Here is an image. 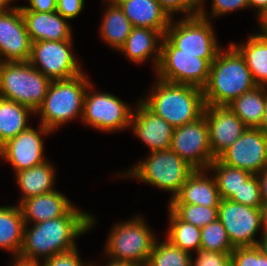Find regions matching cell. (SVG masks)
I'll use <instances>...</instances> for the list:
<instances>
[{
  "label": "cell",
  "mask_w": 267,
  "mask_h": 266,
  "mask_svg": "<svg viewBox=\"0 0 267 266\" xmlns=\"http://www.w3.org/2000/svg\"><path fill=\"white\" fill-rule=\"evenodd\" d=\"M94 218L74 206L66 215L38 222L31 229L25 225L19 257L39 261L40 256L45 261L56 254L77 248L76 237L94 226Z\"/></svg>",
  "instance_id": "1"
},
{
  "label": "cell",
  "mask_w": 267,
  "mask_h": 266,
  "mask_svg": "<svg viewBox=\"0 0 267 266\" xmlns=\"http://www.w3.org/2000/svg\"><path fill=\"white\" fill-rule=\"evenodd\" d=\"M256 86L245 59L230 43L227 51L221 49L210 65L203 88L205 105H228Z\"/></svg>",
  "instance_id": "2"
},
{
  "label": "cell",
  "mask_w": 267,
  "mask_h": 266,
  "mask_svg": "<svg viewBox=\"0 0 267 266\" xmlns=\"http://www.w3.org/2000/svg\"><path fill=\"white\" fill-rule=\"evenodd\" d=\"M152 93L140 101L172 127L178 128L200 118L205 109L203 89L157 78Z\"/></svg>",
  "instance_id": "3"
},
{
  "label": "cell",
  "mask_w": 267,
  "mask_h": 266,
  "mask_svg": "<svg viewBox=\"0 0 267 266\" xmlns=\"http://www.w3.org/2000/svg\"><path fill=\"white\" fill-rule=\"evenodd\" d=\"M88 79L81 73L69 79L52 80L42 105L35 112L41 115L40 124L53 132L78 116L82 119L85 93L91 84Z\"/></svg>",
  "instance_id": "4"
},
{
  "label": "cell",
  "mask_w": 267,
  "mask_h": 266,
  "mask_svg": "<svg viewBox=\"0 0 267 266\" xmlns=\"http://www.w3.org/2000/svg\"><path fill=\"white\" fill-rule=\"evenodd\" d=\"M51 82L29 62H4L0 66V97L34 112L42 105Z\"/></svg>",
  "instance_id": "5"
},
{
  "label": "cell",
  "mask_w": 267,
  "mask_h": 266,
  "mask_svg": "<svg viewBox=\"0 0 267 266\" xmlns=\"http://www.w3.org/2000/svg\"><path fill=\"white\" fill-rule=\"evenodd\" d=\"M194 171L192 166L168 149L150 152L147 159L131 167L125 175L171 192V201L179 194L182 185Z\"/></svg>",
  "instance_id": "6"
},
{
  "label": "cell",
  "mask_w": 267,
  "mask_h": 266,
  "mask_svg": "<svg viewBox=\"0 0 267 266\" xmlns=\"http://www.w3.org/2000/svg\"><path fill=\"white\" fill-rule=\"evenodd\" d=\"M144 219L136 216L115 224L109 233L105 251L109 258L145 266L156 241Z\"/></svg>",
  "instance_id": "7"
},
{
  "label": "cell",
  "mask_w": 267,
  "mask_h": 266,
  "mask_svg": "<svg viewBox=\"0 0 267 266\" xmlns=\"http://www.w3.org/2000/svg\"><path fill=\"white\" fill-rule=\"evenodd\" d=\"M202 7L200 16L171 20L165 37L178 49V53L193 54L203 59H216L221 47Z\"/></svg>",
  "instance_id": "8"
},
{
  "label": "cell",
  "mask_w": 267,
  "mask_h": 266,
  "mask_svg": "<svg viewBox=\"0 0 267 266\" xmlns=\"http://www.w3.org/2000/svg\"><path fill=\"white\" fill-rule=\"evenodd\" d=\"M215 59H203L178 49L163 36L160 61L156 69L159 79L203 89L208 82L210 65Z\"/></svg>",
  "instance_id": "9"
},
{
  "label": "cell",
  "mask_w": 267,
  "mask_h": 266,
  "mask_svg": "<svg viewBox=\"0 0 267 266\" xmlns=\"http://www.w3.org/2000/svg\"><path fill=\"white\" fill-rule=\"evenodd\" d=\"M92 87L91 83L85 93L81 119L83 123L110 133L129 128L133 112L131 108L115 95L91 92Z\"/></svg>",
  "instance_id": "10"
},
{
  "label": "cell",
  "mask_w": 267,
  "mask_h": 266,
  "mask_svg": "<svg viewBox=\"0 0 267 266\" xmlns=\"http://www.w3.org/2000/svg\"><path fill=\"white\" fill-rule=\"evenodd\" d=\"M170 149L186 161L195 170L208 171L209 165L216 159L209 143V130L205 115L197 120L175 128Z\"/></svg>",
  "instance_id": "11"
},
{
  "label": "cell",
  "mask_w": 267,
  "mask_h": 266,
  "mask_svg": "<svg viewBox=\"0 0 267 266\" xmlns=\"http://www.w3.org/2000/svg\"><path fill=\"white\" fill-rule=\"evenodd\" d=\"M71 45L72 40L33 42L29 63L51 80L75 77L83 71Z\"/></svg>",
  "instance_id": "12"
},
{
  "label": "cell",
  "mask_w": 267,
  "mask_h": 266,
  "mask_svg": "<svg viewBox=\"0 0 267 266\" xmlns=\"http://www.w3.org/2000/svg\"><path fill=\"white\" fill-rule=\"evenodd\" d=\"M217 159L227 166L257 175L267 168V134L261 129L247 128Z\"/></svg>",
  "instance_id": "13"
},
{
  "label": "cell",
  "mask_w": 267,
  "mask_h": 266,
  "mask_svg": "<svg viewBox=\"0 0 267 266\" xmlns=\"http://www.w3.org/2000/svg\"><path fill=\"white\" fill-rule=\"evenodd\" d=\"M218 219L234 247L257 246L258 240L254 236L262 228L260 208L222 199L218 207Z\"/></svg>",
  "instance_id": "14"
},
{
  "label": "cell",
  "mask_w": 267,
  "mask_h": 266,
  "mask_svg": "<svg viewBox=\"0 0 267 266\" xmlns=\"http://www.w3.org/2000/svg\"><path fill=\"white\" fill-rule=\"evenodd\" d=\"M32 41L18 6L0 13V53L5 62H29Z\"/></svg>",
  "instance_id": "15"
},
{
  "label": "cell",
  "mask_w": 267,
  "mask_h": 266,
  "mask_svg": "<svg viewBox=\"0 0 267 266\" xmlns=\"http://www.w3.org/2000/svg\"><path fill=\"white\" fill-rule=\"evenodd\" d=\"M38 128L35 130L29 127L0 147V157L12 164L15 173L47 161L43 156L44 143L41 136L52 131L41 124Z\"/></svg>",
  "instance_id": "16"
},
{
  "label": "cell",
  "mask_w": 267,
  "mask_h": 266,
  "mask_svg": "<svg viewBox=\"0 0 267 266\" xmlns=\"http://www.w3.org/2000/svg\"><path fill=\"white\" fill-rule=\"evenodd\" d=\"M209 130V143L217 158L247 129L227 105H205L204 113Z\"/></svg>",
  "instance_id": "17"
},
{
  "label": "cell",
  "mask_w": 267,
  "mask_h": 266,
  "mask_svg": "<svg viewBox=\"0 0 267 266\" xmlns=\"http://www.w3.org/2000/svg\"><path fill=\"white\" fill-rule=\"evenodd\" d=\"M135 110L132 112L130 127L136 137L149 147L150 152L170 149L174 130L172 125L154 114L141 101H138Z\"/></svg>",
  "instance_id": "18"
},
{
  "label": "cell",
  "mask_w": 267,
  "mask_h": 266,
  "mask_svg": "<svg viewBox=\"0 0 267 266\" xmlns=\"http://www.w3.org/2000/svg\"><path fill=\"white\" fill-rule=\"evenodd\" d=\"M21 13L32 43L72 40L70 24L57 11H21Z\"/></svg>",
  "instance_id": "19"
},
{
  "label": "cell",
  "mask_w": 267,
  "mask_h": 266,
  "mask_svg": "<svg viewBox=\"0 0 267 266\" xmlns=\"http://www.w3.org/2000/svg\"><path fill=\"white\" fill-rule=\"evenodd\" d=\"M25 225H29L31 221L36 224L46 220L56 219L66 215L73 207L70 202L59 191L30 197L18 204Z\"/></svg>",
  "instance_id": "20"
},
{
  "label": "cell",
  "mask_w": 267,
  "mask_h": 266,
  "mask_svg": "<svg viewBox=\"0 0 267 266\" xmlns=\"http://www.w3.org/2000/svg\"><path fill=\"white\" fill-rule=\"evenodd\" d=\"M205 170H195L182 185L179 194L169 204H192L219 207L222 200L214 176Z\"/></svg>",
  "instance_id": "21"
},
{
  "label": "cell",
  "mask_w": 267,
  "mask_h": 266,
  "mask_svg": "<svg viewBox=\"0 0 267 266\" xmlns=\"http://www.w3.org/2000/svg\"><path fill=\"white\" fill-rule=\"evenodd\" d=\"M118 5L133 27L158 30L163 36L172 20L157 0H122Z\"/></svg>",
  "instance_id": "22"
},
{
  "label": "cell",
  "mask_w": 267,
  "mask_h": 266,
  "mask_svg": "<svg viewBox=\"0 0 267 266\" xmlns=\"http://www.w3.org/2000/svg\"><path fill=\"white\" fill-rule=\"evenodd\" d=\"M162 39L163 35L158 30L133 27L124 46L119 51L125 53L128 60L137 64L150 59L149 57L153 54L154 69H157Z\"/></svg>",
  "instance_id": "23"
},
{
  "label": "cell",
  "mask_w": 267,
  "mask_h": 266,
  "mask_svg": "<svg viewBox=\"0 0 267 266\" xmlns=\"http://www.w3.org/2000/svg\"><path fill=\"white\" fill-rule=\"evenodd\" d=\"M18 187L22 192L20 203L30 197L55 191V169L46 162L15 173Z\"/></svg>",
  "instance_id": "24"
},
{
  "label": "cell",
  "mask_w": 267,
  "mask_h": 266,
  "mask_svg": "<svg viewBox=\"0 0 267 266\" xmlns=\"http://www.w3.org/2000/svg\"><path fill=\"white\" fill-rule=\"evenodd\" d=\"M243 56L257 86L267 87V35L253 34L246 43H231Z\"/></svg>",
  "instance_id": "25"
},
{
  "label": "cell",
  "mask_w": 267,
  "mask_h": 266,
  "mask_svg": "<svg viewBox=\"0 0 267 266\" xmlns=\"http://www.w3.org/2000/svg\"><path fill=\"white\" fill-rule=\"evenodd\" d=\"M267 87L256 86L235 98L227 106L247 128L259 129L262 124Z\"/></svg>",
  "instance_id": "26"
},
{
  "label": "cell",
  "mask_w": 267,
  "mask_h": 266,
  "mask_svg": "<svg viewBox=\"0 0 267 266\" xmlns=\"http://www.w3.org/2000/svg\"><path fill=\"white\" fill-rule=\"evenodd\" d=\"M25 222L19 205L0 207V248L20 254Z\"/></svg>",
  "instance_id": "27"
},
{
  "label": "cell",
  "mask_w": 267,
  "mask_h": 266,
  "mask_svg": "<svg viewBox=\"0 0 267 266\" xmlns=\"http://www.w3.org/2000/svg\"><path fill=\"white\" fill-rule=\"evenodd\" d=\"M31 108L0 97V147L8 140L28 129Z\"/></svg>",
  "instance_id": "28"
},
{
  "label": "cell",
  "mask_w": 267,
  "mask_h": 266,
  "mask_svg": "<svg viewBox=\"0 0 267 266\" xmlns=\"http://www.w3.org/2000/svg\"><path fill=\"white\" fill-rule=\"evenodd\" d=\"M100 36L118 51L124 46L133 28L118 4H109L100 26Z\"/></svg>",
  "instance_id": "29"
},
{
  "label": "cell",
  "mask_w": 267,
  "mask_h": 266,
  "mask_svg": "<svg viewBox=\"0 0 267 266\" xmlns=\"http://www.w3.org/2000/svg\"><path fill=\"white\" fill-rule=\"evenodd\" d=\"M170 228L167 231V240L174 246L191 253L201 247V228L181 220L170 208Z\"/></svg>",
  "instance_id": "30"
},
{
  "label": "cell",
  "mask_w": 267,
  "mask_h": 266,
  "mask_svg": "<svg viewBox=\"0 0 267 266\" xmlns=\"http://www.w3.org/2000/svg\"><path fill=\"white\" fill-rule=\"evenodd\" d=\"M222 199H230L252 174L248 171L233 168L221 163L217 158L209 165Z\"/></svg>",
  "instance_id": "31"
},
{
  "label": "cell",
  "mask_w": 267,
  "mask_h": 266,
  "mask_svg": "<svg viewBox=\"0 0 267 266\" xmlns=\"http://www.w3.org/2000/svg\"><path fill=\"white\" fill-rule=\"evenodd\" d=\"M165 241H155L145 266H191V253L174 246L167 239Z\"/></svg>",
  "instance_id": "32"
},
{
  "label": "cell",
  "mask_w": 267,
  "mask_h": 266,
  "mask_svg": "<svg viewBox=\"0 0 267 266\" xmlns=\"http://www.w3.org/2000/svg\"><path fill=\"white\" fill-rule=\"evenodd\" d=\"M234 246L231 244L227 231L219 219L201 228V247L206 251L232 253Z\"/></svg>",
  "instance_id": "33"
},
{
  "label": "cell",
  "mask_w": 267,
  "mask_h": 266,
  "mask_svg": "<svg viewBox=\"0 0 267 266\" xmlns=\"http://www.w3.org/2000/svg\"><path fill=\"white\" fill-rule=\"evenodd\" d=\"M169 208L184 222L202 228L218 219V207L192 204H169Z\"/></svg>",
  "instance_id": "34"
},
{
  "label": "cell",
  "mask_w": 267,
  "mask_h": 266,
  "mask_svg": "<svg viewBox=\"0 0 267 266\" xmlns=\"http://www.w3.org/2000/svg\"><path fill=\"white\" fill-rule=\"evenodd\" d=\"M232 202L255 208L262 206L260 183L257 175H251L229 199Z\"/></svg>",
  "instance_id": "35"
},
{
  "label": "cell",
  "mask_w": 267,
  "mask_h": 266,
  "mask_svg": "<svg viewBox=\"0 0 267 266\" xmlns=\"http://www.w3.org/2000/svg\"><path fill=\"white\" fill-rule=\"evenodd\" d=\"M231 259L232 266H267V257L257 246L235 247Z\"/></svg>",
  "instance_id": "36"
},
{
  "label": "cell",
  "mask_w": 267,
  "mask_h": 266,
  "mask_svg": "<svg viewBox=\"0 0 267 266\" xmlns=\"http://www.w3.org/2000/svg\"><path fill=\"white\" fill-rule=\"evenodd\" d=\"M161 8L173 19L174 13H185L186 17L200 16L203 0H157Z\"/></svg>",
  "instance_id": "37"
},
{
  "label": "cell",
  "mask_w": 267,
  "mask_h": 266,
  "mask_svg": "<svg viewBox=\"0 0 267 266\" xmlns=\"http://www.w3.org/2000/svg\"><path fill=\"white\" fill-rule=\"evenodd\" d=\"M191 266H232L231 253H220L199 249Z\"/></svg>",
  "instance_id": "38"
},
{
  "label": "cell",
  "mask_w": 267,
  "mask_h": 266,
  "mask_svg": "<svg viewBox=\"0 0 267 266\" xmlns=\"http://www.w3.org/2000/svg\"><path fill=\"white\" fill-rule=\"evenodd\" d=\"M42 262L44 266H92L82 262L77 248L56 254Z\"/></svg>",
  "instance_id": "39"
},
{
  "label": "cell",
  "mask_w": 267,
  "mask_h": 266,
  "mask_svg": "<svg viewBox=\"0 0 267 266\" xmlns=\"http://www.w3.org/2000/svg\"><path fill=\"white\" fill-rule=\"evenodd\" d=\"M211 16H222L237 9L248 8L247 0H212ZM204 3V0L203 2Z\"/></svg>",
  "instance_id": "40"
},
{
  "label": "cell",
  "mask_w": 267,
  "mask_h": 266,
  "mask_svg": "<svg viewBox=\"0 0 267 266\" xmlns=\"http://www.w3.org/2000/svg\"><path fill=\"white\" fill-rule=\"evenodd\" d=\"M85 0H56V11L65 19L77 17L83 7Z\"/></svg>",
  "instance_id": "41"
},
{
  "label": "cell",
  "mask_w": 267,
  "mask_h": 266,
  "mask_svg": "<svg viewBox=\"0 0 267 266\" xmlns=\"http://www.w3.org/2000/svg\"><path fill=\"white\" fill-rule=\"evenodd\" d=\"M29 6H19L21 11L54 12L56 0H29Z\"/></svg>",
  "instance_id": "42"
},
{
  "label": "cell",
  "mask_w": 267,
  "mask_h": 266,
  "mask_svg": "<svg viewBox=\"0 0 267 266\" xmlns=\"http://www.w3.org/2000/svg\"><path fill=\"white\" fill-rule=\"evenodd\" d=\"M260 183L262 203H267V168L257 174Z\"/></svg>",
  "instance_id": "43"
},
{
  "label": "cell",
  "mask_w": 267,
  "mask_h": 266,
  "mask_svg": "<svg viewBox=\"0 0 267 266\" xmlns=\"http://www.w3.org/2000/svg\"><path fill=\"white\" fill-rule=\"evenodd\" d=\"M250 8H257V18H260L267 10V0H247Z\"/></svg>",
  "instance_id": "44"
},
{
  "label": "cell",
  "mask_w": 267,
  "mask_h": 266,
  "mask_svg": "<svg viewBox=\"0 0 267 266\" xmlns=\"http://www.w3.org/2000/svg\"><path fill=\"white\" fill-rule=\"evenodd\" d=\"M39 263V261L25 260L20 258L19 256L14 257L13 263L11 266H44L43 262Z\"/></svg>",
  "instance_id": "45"
},
{
  "label": "cell",
  "mask_w": 267,
  "mask_h": 266,
  "mask_svg": "<svg viewBox=\"0 0 267 266\" xmlns=\"http://www.w3.org/2000/svg\"><path fill=\"white\" fill-rule=\"evenodd\" d=\"M261 211V227L262 233H267V203H263L260 207Z\"/></svg>",
  "instance_id": "46"
},
{
  "label": "cell",
  "mask_w": 267,
  "mask_h": 266,
  "mask_svg": "<svg viewBox=\"0 0 267 266\" xmlns=\"http://www.w3.org/2000/svg\"><path fill=\"white\" fill-rule=\"evenodd\" d=\"M261 240H258L257 247L267 257V233L261 234Z\"/></svg>",
  "instance_id": "47"
},
{
  "label": "cell",
  "mask_w": 267,
  "mask_h": 266,
  "mask_svg": "<svg viewBox=\"0 0 267 266\" xmlns=\"http://www.w3.org/2000/svg\"><path fill=\"white\" fill-rule=\"evenodd\" d=\"M92 266H97V265H92ZM106 266H139V265L129 261H121L110 258V262L107 263Z\"/></svg>",
  "instance_id": "48"
},
{
  "label": "cell",
  "mask_w": 267,
  "mask_h": 266,
  "mask_svg": "<svg viewBox=\"0 0 267 266\" xmlns=\"http://www.w3.org/2000/svg\"><path fill=\"white\" fill-rule=\"evenodd\" d=\"M260 23V33L267 35V10L263 13V15L259 18Z\"/></svg>",
  "instance_id": "49"
},
{
  "label": "cell",
  "mask_w": 267,
  "mask_h": 266,
  "mask_svg": "<svg viewBox=\"0 0 267 266\" xmlns=\"http://www.w3.org/2000/svg\"><path fill=\"white\" fill-rule=\"evenodd\" d=\"M259 129H261L263 132H265L267 134V94H266V101H265L262 124H261V127Z\"/></svg>",
  "instance_id": "50"
},
{
  "label": "cell",
  "mask_w": 267,
  "mask_h": 266,
  "mask_svg": "<svg viewBox=\"0 0 267 266\" xmlns=\"http://www.w3.org/2000/svg\"><path fill=\"white\" fill-rule=\"evenodd\" d=\"M14 0H0V13L10 9L11 7L9 6L10 2ZM9 6V8H7Z\"/></svg>",
  "instance_id": "51"
},
{
  "label": "cell",
  "mask_w": 267,
  "mask_h": 266,
  "mask_svg": "<svg viewBox=\"0 0 267 266\" xmlns=\"http://www.w3.org/2000/svg\"><path fill=\"white\" fill-rule=\"evenodd\" d=\"M122 0H108L109 4H119Z\"/></svg>",
  "instance_id": "52"
},
{
  "label": "cell",
  "mask_w": 267,
  "mask_h": 266,
  "mask_svg": "<svg viewBox=\"0 0 267 266\" xmlns=\"http://www.w3.org/2000/svg\"><path fill=\"white\" fill-rule=\"evenodd\" d=\"M5 61H4V59L2 58V55H1V53H0V66L4 63Z\"/></svg>",
  "instance_id": "53"
}]
</instances>
